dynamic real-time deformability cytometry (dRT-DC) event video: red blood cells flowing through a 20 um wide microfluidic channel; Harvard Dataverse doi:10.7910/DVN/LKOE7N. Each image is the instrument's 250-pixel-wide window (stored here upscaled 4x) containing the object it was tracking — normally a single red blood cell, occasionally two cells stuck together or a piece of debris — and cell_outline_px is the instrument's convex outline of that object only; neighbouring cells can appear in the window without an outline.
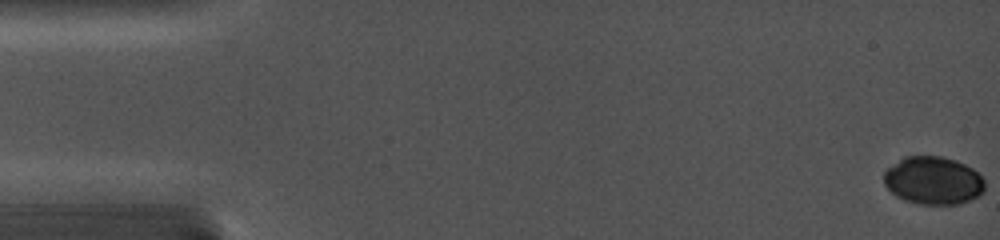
{"species": "common noctule bat (a hibernating species)", "species_latin": "Nyctalus noctula", "temperature_condition": "cold", "stored_images_in_passage": 36, "camera_frame_rate_fps": 5000, "um_per_image_px": 0.085, "animal": {"sex": "female", "body_mass_g": 19.0, "forearm_length_mm": 56.7}, "frame": {"image": 1, "passage_image": 1, "time_ms": 0.0, "image_size_px": [1000, 240], "cell_outline_px": [[984, 192], [980, 196], [960, 204], [916, 204], [904, 200], [896, 196], [884, 184], [884, 172], [888, 168], [904, 156], [940, 156], [956, 160], [972, 168], [984, 180]], "centroid_in_image_um": [79.33, 15.35], "position_along_channel_um": 5.7, "area_um2": 28.26}}
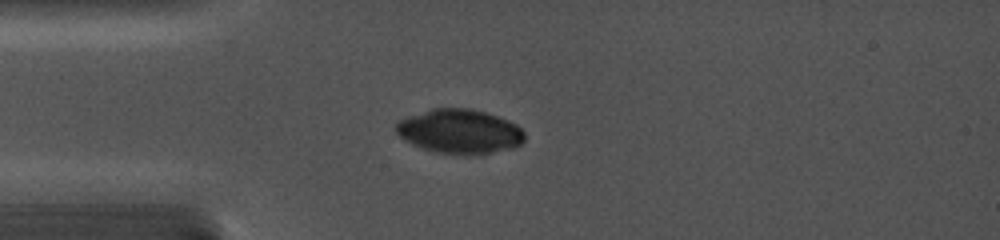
{"frame": {"image": 2, "passage_image": 14, "time_ms": 4.4, "image_size_px": [1000, 240], "cell_outline_px": [[524, 140], [516, 148], [476, 156], [464, 156], [436, 152], [412, 144], [404, 140], [396, 132], [396, 120], [432, 108], [472, 108], [508, 120], [516, 124], [524, 132]], "centroid_in_image_um": [39.08, 11.19], "position_along_channel_um": 45.9, "area_um2": 33.7}}
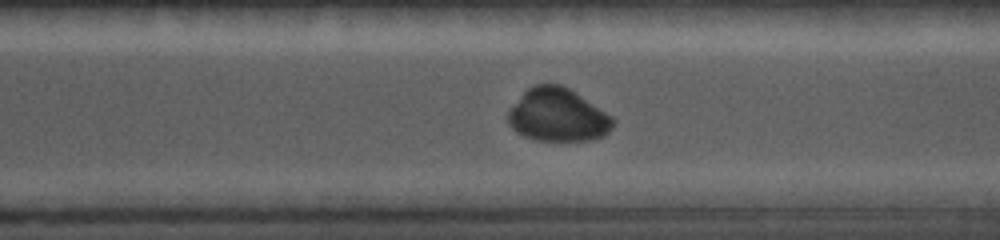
{"frame": {"image": 3, "passage_image": 35, "time_ms": 11.8, "image_size_px": [1000, 240], "cell_outline_px": [[616, 120], [612, 128], [604, 136], [592, 140], [532, 140], [524, 136], [512, 128], [508, 124], [508, 112], [524, 92], [528, 88], [536, 84], [560, 84], [576, 92], [612, 116]], "centroid_in_image_um": [47.44, 9.79], "position_along_channel_um": 323.2, "area_um2": 32.37}}